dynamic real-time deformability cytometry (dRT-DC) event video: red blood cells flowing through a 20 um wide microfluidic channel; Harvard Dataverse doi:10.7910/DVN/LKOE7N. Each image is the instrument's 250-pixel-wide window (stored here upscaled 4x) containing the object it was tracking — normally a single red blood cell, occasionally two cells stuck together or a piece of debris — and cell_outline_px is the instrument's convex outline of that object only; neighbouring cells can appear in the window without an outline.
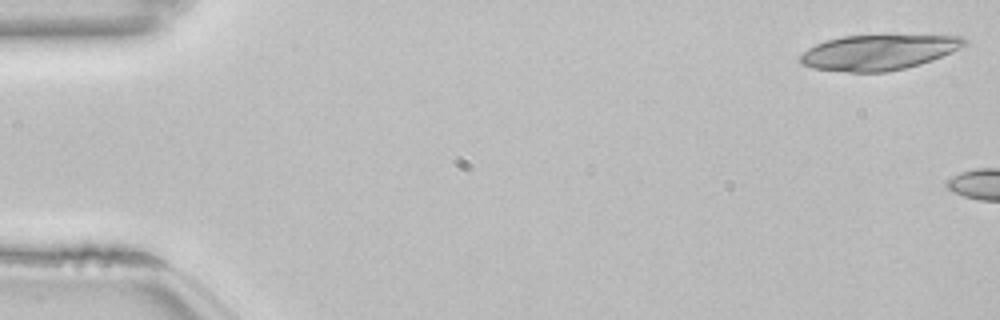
{"species": "common noctule bat (a hibernating species)", "species_latin": "Nyctalus noctula", "temperature_condition": "room temperature", "stored_images_in_passage": 5, "camera_frame_rate_fps": 3000, "um_per_image_px": 0.085, "animal": {"sex": "female", "body_mass_g": 22.7, "forearm_length_mm": 54.2}, "frame": {"image": 1, "passage_image": 1, "time_ms": 0.0, "image_size_px": [1000, 320], "cell_outline_px": [[968, 44], [952, 52], [932, 60], [920, 64], [888, 72], [848, 72], [812, 68], [800, 64], [800, 56], [808, 48], [816, 44], [828, 40], [844, 36], [892, 32], [896, 32], [964, 36], [968, 40]], "centroid_in_image_um": [74.78, 4.38], "position_along_channel_um": 10.2, "area_um2": 35.26}}